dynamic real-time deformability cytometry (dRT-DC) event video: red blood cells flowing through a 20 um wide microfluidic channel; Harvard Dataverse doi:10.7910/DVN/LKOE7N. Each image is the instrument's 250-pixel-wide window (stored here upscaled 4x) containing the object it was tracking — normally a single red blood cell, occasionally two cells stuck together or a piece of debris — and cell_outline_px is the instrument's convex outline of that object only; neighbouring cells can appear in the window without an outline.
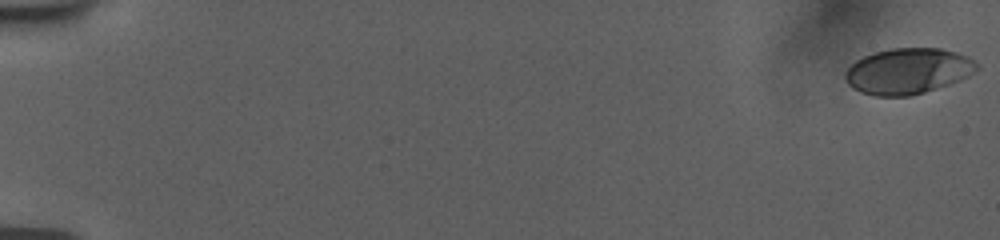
{"species": "human", "species_latin": "Homo sapiens", "temperature_condition": "room temperature", "stored_images_in_passage": 35, "camera_frame_rate_fps": 3000, "um_per_image_px": 0.085, "donor": {"sex": "female"}, "frame": {"image": 1, "passage_image": 1, "time_ms": 0.0, "image_size_px": [1000, 240], "cell_outline_px": [[980, 68], [968, 76], [960, 80], [924, 92], [908, 96], [876, 96], [860, 92], [852, 88], [848, 84], [844, 76], [844, 72], [856, 60], [872, 52], [892, 48], [940, 48], [956, 52], [968, 56], [980, 64]], "centroid_in_image_um": [77.18, 6.03], "position_along_channel_um": 7.8, "area_um2": 35.32}}
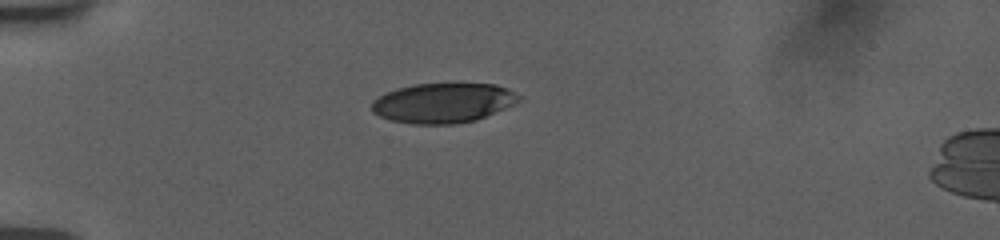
{"frame": {"image": 2, "passage_image": 23, "time_ms": 5.333, "image_size_px": [1000, 240], "cell_outline_px": [[524, 100], [476, 120], [456, 124], [412, 124], [392, 120], [380, 116], [372, 112], [372, 100], [396, 88], [412, 84], [496, 84], [508, 88], [520, 96]], "centroid_in_image_um": [37.69, 8.75], "position_along_channel_um": 47.3, "area_um2": 34.16}}
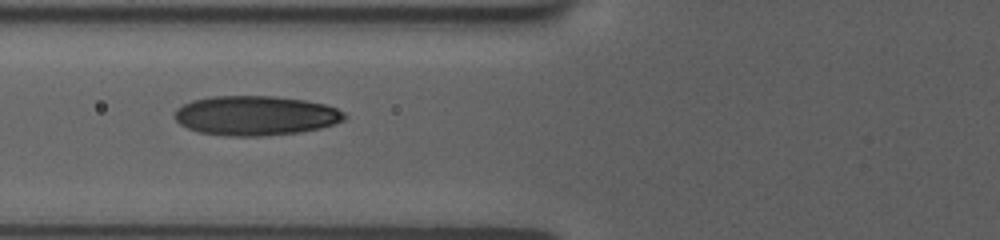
{"frame": {"image": 3, "passage_image": 34, "time_ms": 7.667, "image_size_px": [1000, 240], "cell_outline_px": [[348, 116], [344, 120], [320, 128], [300, 132], [264, 136], [228, 136], [196, 132], [180, 124], [172, 116], [176, 108], [192, 100], [212, 96], [276, 96], [304, 100], [324, 104], [336, 108], [344, 112]], "centroid_in_image_um": [21.69, 9.83], "position_along_channel_um": 104.1, "area_um2": 39.42}}